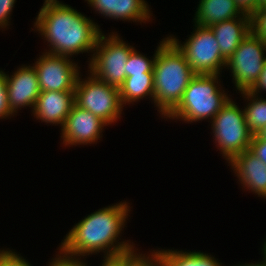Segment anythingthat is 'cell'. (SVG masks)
Returning a JSON list of instances; mask_svg holds the SVG:
<instances>
[{
	"label": "cell",
	"mask_w": 266,
	"mask_h": 266,
	"mask_svg": "<svg viewBox=\"0 0 266 266\" xmlns=\"http://www.w3.org/2000/svg\"><path fill=\"white\" fill-rule=\"evenodd\" d=\"M211 127L217 148L227 161L249 150L254 134L246 124L244 110L241 111L232 99L213 117Z\"/></svg>",
	"instance_id": "5b68a950"
},
{
	"label": "cell",
	"mask_w": 266,
	"mask_h": 266,
	"mask_svg": "<svg viewBox=\"0 0 266 266\" xmlns=\"http://www.w3.org/2000/svg\"><path fill=\"white\" fill-rule=\"evenodd\" d=\"M12 250H0V266H31L22 256Z\"/></svg>",
	"instance_id": "cb8c5ba5"
},
{
	"label": "cell",
	"mask_w": 266,
	"mask_h": 266,
	"mask_svg": "<svg viewBox=\"0 0 266 266\" xmlns=\"http://www.w3.org/2000/svg\"><path fill=\"white\" fill-rule=\"evenodd\" d=\"M163 266H222L214 257L203 252L157 250ZM221 264V265H220Z\"/></svg>",
	"instance_id": "d6986e66"
},
{
	"label": "cell",
	"mask_w": 266,
	"mask_h": 266,
	"mask_svg": "<svg viewBox=\"0 0 266 266\" xmlns=\"http://www.w3.org/2000/svg\"><path fill=\"white\" fill-rule=\"evenodd\" d=\"M133 49V46L126 44L116 33L108 38L101 33L90 58L89 74L119 88L126 78L127 59Z\"/></svg>",
	"instance_id": "8992f818"
},
{
	"label": "cell",
	"mask_w": 266,
	"mask_h": 266,
	"mask_svg": "<svg viewBox=\"0 0 266 266\" xmlns=\"http://www.w3.org/2000/svg\"><path fill=\"white\" fill-rule=\"evenodd\" d=\"M5 82L11 111L16 113L17 110L25 106L31 107L33 111L41 92L34 66L23 65L10 77L5 74Z\"/></svg>",
	"instance_id": "7c38bea8"
},
{
	"label": "cell",
	"mask_w": 266,
	"mask_h": 266,
	"mask_svg": "<svg viewBox=\"0 0 266 266\" xmlns=\"http://www.w3.org/2000/svg\"><path fill=\"white\" fill-rule=\"evenodd\" d=\"M249 151L258 157L266 165V141L259 138L256 134L253 135L249 145Z\"/></svg>",
	"instance_id": "484cf974"
},
{
	"label": "cell",
	"mask_w": 266,
	"mask_h": 266,
	"mask_svg": "<svg viewBox=\"0 0 266 266\" xmlns=\"http://www.w3.org/2000/svg\"><path fill=\"white\" fill-rule=\"evenodd\" d=\"M250 32L266 43V5L250 15Z\"/></svg>",
	"instance_id": "603a6c76"
},
{
	"label": "cell",
	"mask_w": 266,
	"mask_h": 266,
	"mask_svg": "<svg viewBox=\"0 0 266 266\" xmlns=\"http://www.w3.org/2000/svg\"><path fill=\"white\" fill-rule=\"evenodd\" d=\"M241 94L250 101L244 109L246 124L253 134H257L266 126V99L258 98L250 91Z\"/></svg>",
	"instance_id": "ffe728a7"
},
{
	"label": "cell",
	"mask_w": 266,
	"mask_h": 266,
	"mask_svg": "<svg viewBox=\"0 0 266 266\" xmlns=\"http://www.w3.org/2000/svg\"><path fill=\"white\" fill-rule=\"evenodd\" d=\"M75 105L74 91H42L33 109L34 117L45 123L63 127Z\"/></svg>",
	"instance_id": "4fadbf2b"
},
{
	"label": "cell",
	"mask_w": 266,
	"mask_h": 266,
	"mask_svg": "<svg viewBox=\"0 0 266 266\" xmlns=\"http://www.w3.org/2000/svg\"><path fill=\"white\" fill-rule=\"evenodd\" d=\"M156 54L157 50L152 58L153 60H149V58H146L145 55H142L137 52L136 49H133L127 59L126 77L153 72Z\"/></svg>",
	"instance_id": "44dd1931"
},
{
	"label": "cell",
	"mask_w": 266,
	"mask_h": 266,
	"mask_svg": "<svg viewBox=\"0 0 266 266\" xmlns=\"http://www.w3.org/2000/svg\"><path fill=\"white\" fill-rule=\"evenodd\" d=\"M260 90H265L266 91V62L263 66L262 72L259 75V78L253 88L250 90L251 93L257 95Z\"/></svg>",
	"instance_id": "f546056e"
},
{
	"label": "cell",
	"mask_w": 266,
	"mask_h": 266,
	"mask_svg": "<svg viewBox=\"0 0 266 266\" xmlns=\"http://www.w3.org/2000/svg\"><path fill=\"white\" fill-rule=\"evenodd\" d=\"M195 27V32L183 44L174 36L168 38L184 54L195 74L219 75L227 60L220 52L215 34L210 27L196 24Z\"/></svg>",
	"instance_id": "ba28073f"
},
{
	"label": "cell",
	"mask_w": 266,
	"mask_h": 266,
	"mask_svg": "<svg viewBox=\"0 0 266 266\" xmlns=\"http://www.w3.org/2000/svg\"><path fill=\"white\" fill-rule=\"evenodd\" d=\"M244 189L266 198V165L249 150L236 155L230 162ZM246 187V188H245Z\"/></svg>",
	"instance_id": "5bb4252c"
},
{
	"label": "cell",
	"mask_w": 266,
	"mask_h": 266,
	"mask_svg": "<svg viewBox=\"0 0 266 266\" xmlns=\"http://www.w3.org/2000/svg\"><path fill=\"white\" fill-rule=\"evenodd\" d=\"M264 261H261L260 263H251V264H248V263H246V264H244V265H238V266H266V257L264 256ZM237 266V265H236Z\"/></svg>",
	"instance_id": "1f68e13d"
},
{
	"label": "cell",
	"mask_w": 266,
	"mask_h": 266,
	"mask_svg": "<svg viewBox=\"0 0 266 266\" xmlns=\"http://www.w3.org/2000/svg\"><path fill=\"white\" fill-rule=\"evenodd\" d=\"M263 251V254H264V256L266 257V242H264V246H263V249H262Z\"/></svg>",
	"instance_id": "e575fe53"
},
{
	"label": "cell",
	"mask_w": 266,
	"mask_h": 266,
	"mask_svg": "<svg viewBox=\"0 0 266 266\" xmlns=\"http://www.w3.org/2000/svg\"><path fill=\"white\" fill-rule=\"evenodd\" d=\"M256 135L266 141V126L262 128Z\"/></svg>",
	"instance_id": "d6a6232c"
},
{
	"label": "cell",
	"mask_w": 266,
	"mask_h": 266,
	"mask_svg": "<svg viewBox=\"0 0 266 266\" xmlns=\"http://www.w3.org/2000/svg\"><path fill=\"white\" fill-rule=\"evenodd\" d=\"M68 56L43 53L36 61L39 87L42 91H74L79 68Z\"/></svg>",
	"instance_id": "30bf717a"
},
{
	"label": "cell",
	"mask_w": 266,
	"mask_h": 266,
	"mask_svg": "<svg viewBox=\"0 0 266 266\" xmlns=\"http://www.w3.org/2000/svg\"><path fill=\"white\" fill-rule=\"evenodd\" d=\"M105 17L145 23L151 18L148 4L144 0H86Z\"/></svg>",
	"instance_id": "9a60e30c"
},
{
	"label": "cell",
	"mask_w": 266,
	"mask_h": 266,
	"mask_svg": "<svg viewBox=\"0 0 266 266\" xmlns=\"http://www.w3.org/2000/svg\"><path fill=\"white\" fill-rule=\"evenodd\" d=\"M218 76L196 74L190 80L179 104L165 118L191 123L207 118L212 120L230 99L217 85L220 80Z\"/></svg>",
	"instance_id": "277c9868"
},
{
	"label": "cell",
	"mask_w": 266,
	"mask_h": 266,
	"mask_svg": "<svg viewBox=\"0 0 266 266\" xmlns=\"http://www.w3.org/2000/svg\"><path fill=\"white\" fill-rule=\"evenodd\" d=\"M135 250L124 254V266H163L159 252H152L151 255L145 256L138 254Z\"/></svg>",
	"instance_id": "7402d4cb"
},
{
	"label": "cell",
	"mask_w": 266,
	"mask_h": 266,
	"mask_svg": "<svg viewBox=\"0 0 266 266\" xmlns=\"http://www.w3.org/2000/svg\"><path fill=\"white\" fill-rule=\"evenodd\" d=\"M101 266H124V254L115 258H104Z\"/></svg>",
	"instance_id": "4dcf8cb0"
},
{
	"label": "cell",
	"mask_w": 266,
	"mask_h": 266,
	"mask_svg": "<svg viewBox=\"0 0 266 266\" xmlns=\"http://www.w3.org/2000/svg\"><path fill=\"white\" fill-rule=\"evenodd\" d=\"M15 0H0V28L8 26V20L14 7Z\"/></svg>",
	"instance_id": "4316f807"
},
{
	"label": "cell",
	"mask_w": 266,
	"mask_h": 266,
	"mask_svg": "<svg viewBox=\"0 0 266 266\" xmlns=\"http://www.w3.org/2000/svg\"><path fill=\"white\" fill-rule=\"evenodd\" d=\"M239 9L246 15H251L256 10V0H235Z\"/></svg>",
	"instance_id": "f1b7e54d"
},
{
	"label": "cell",
	"mask_w": 266,
	"mask_h": 266,
	"mask_svg": "<svg viewBox=\"0 0 266 266\" xmlns=\"http://www.w3.org/2000/svg\"><path fill=\"white\" fill-rule=\"evenodd\" d=\"M195 15L194 23L204 27L238 17H250L239 9L235 0H200Z\"/></svg>",
	"instance_id": "e0dca14e"
},
{
	"label": "cell",
	"mask_w": 266,
	"mask_h": 266,
	"mask_svg": "<svg viewBox=\"0 0 266 266\" xmlns=\"http://www.w3.org/2000/svg\"><path fill=\"white\" fill-rule=\"evenodd\" d=\"M128 206L125 201L91 213L69 231L59 252L65 257L79 259L78 256L100 251L106 253L104 258H115L133 251V244L116 240L126 224L130 212Z\"/></svg>",
	"instance_id": "6da1fadb"
},
{
	"label": "cell",
	"mask_w": 266,
	"mask_h": 266,
	"mask_svg": "<svg viewBox=\"0 0 266 266\" xmlns=\"http://www.w3.org/2000/svg\"><path fill=\"white\" fill-rule=\"evenodd\" d=\"M214 32L220 52L227 60L250 33V17H238L210 26Z\"/></svg>",
	"instance_id": "2e32d148"
},
{
	"label": "cell",
	"mask_w": 266,
	"mask_h": 266,
	"mask_svg": "<svg viewBox=\"0 0 266 266\" xmlns=\"http://www.w3.org/2000/svg\"><path fill=\"white\" fill-rule=\"evenodd\" d=\"M264 52L266 43L250 32L227 59L226 67L239 92L250 91L257 82L266 62Z\"/></svg>",
	"instance_id": "9c48e42d"
},
{
	"label": "cell",
	"mask_w": 266,
	"mask_h": 266,
	"mask_svg": "<svg viewBox=\"0 0 266 266\" xmlns=\"http://www.w3.org/2000/svg\"><path fill=\"white\" fill-rule=\"evenodd\" d=\"M34 27L50 43L46 53L68 57L94 52L102 33L93 20L58 0H45Z\"/></svg>",
	"instance_id": "7a4b0ae2"
},
{
	"label": "cell",
	"mask_w": 266,
	"mask_h": 266,
	"mask_svg": "<svg viewBox=\"0 0 266 266\" xmlns=\"http://www.w3.org/2000/svg\"><path fill=\"white\" fill-rule=\"evenodd\" d=\"M90 75L82 81L78 76L74 90L75 104L81 109L90 111L107 126L111 125L121 117L123 110L119 88Z\"/></svg>",
	"instance_id": "52a82bcc"
},
{
	"label": "cell",
	"mask_w": 266,
	"mask_h": 266,
	"mask_svg": "<svg viewBox=\"0 0 266 266\" xmlns=\"http://www.w3.org/2000/svg\"><path fill=\"white\" fill-rule=\"evenodd\" d=\"M107 124L90 111L81 109L76 104L72 107L61 128L63 144H92L102 136V129Z\"/></svg>",
	"instance_id": "8fae6325"
},
{
	"label": "cell",
	"mask_w": 266,
	"mask_h": 266,
	"mask_svg": "<svg viewBox=\"0 0 266 266\" xmlns=\"http://www.w3.org/2000/svg\"><path fill=\"white\" fill-rule=\"evenodd\" d=\"M14 116L8 104L7 89L5 82V72L0 70V118Z\"/></svg>",
	"instance_id": "d4e9b609"
},
{
	"label": "cell",
	"mask_w": 266,
	"mask_h": 266,
	"mask_svg": "<svg viewBox=\"0 0 266 266\" xmlns=\"http://www.w3.org/2000/svg\"><path fill=\"white\" fill-rule=\"evenodd\" d=\"M266 5V0H256V9Z\"/></svg>",
	"instance_id": "836d02e7"
},
{
	"label": "cell",
	"mask_w": 266,
	"mask_h": 266,
	"mask_svg": "<svg viewBox=\"0 0 266 266\" xmlns=\"http://www.w3.org/2000/svg\"><path fill=\"white\" fill-rule=\"evenodd\" d=\"M122 106L150 96L154 102V72L126 77L119 87Z\"/></svg>",
	"instance_id": "ac0fdd59"
},
{
	"label": "cell",
	"mask_w": 266,
	"mask_h": 266,
	"mask_svg": "<svg viewBox=\"0 0 266 266\" xmlns=\"http://www.w3.org/2000/svg\"><path fill=\"white\" fill-rule=\"evenodd\" d=\"M157 47L154 72V103L164 118L179 104L196 75L184 54L167 37Z\"/></svg>",
	"instance_id": "3957f363"
},
{
	"label": "cell",
	"mask_w": 266,
	"mask_h": 266,
	"mask_svg": "<svg viewBox=\"0 0 266 266\" xmlns=\"http://www.w3.org/2000/svg\"><path fill=\"white\" fill-rule=\"evenodd\" d=\"M49 266H87V265L84 262H81L80 259L68 258L60 253V256L57 255L56 258H54L53 261L49 264Z\"/></svg>",
	"instance_id": "83f0119b"
}]
</instances>
